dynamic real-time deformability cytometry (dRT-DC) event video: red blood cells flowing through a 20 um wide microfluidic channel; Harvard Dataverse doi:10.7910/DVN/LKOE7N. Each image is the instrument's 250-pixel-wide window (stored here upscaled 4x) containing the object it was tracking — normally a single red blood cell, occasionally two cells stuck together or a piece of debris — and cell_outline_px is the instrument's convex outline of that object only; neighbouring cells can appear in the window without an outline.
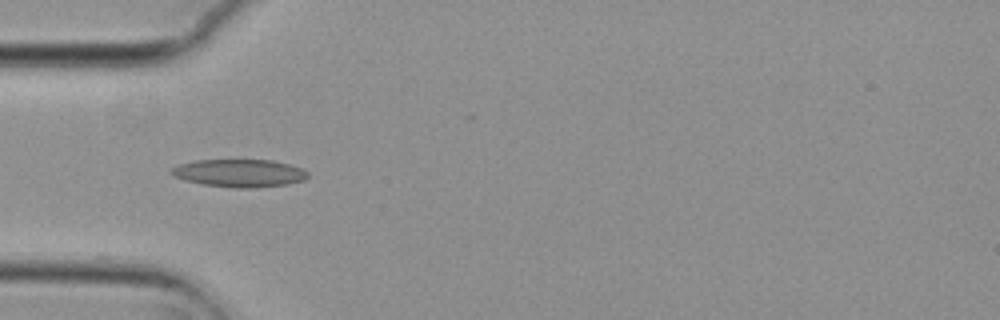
{"species": "common noctule bat (a hibernating species)", "species_latin": "Nyctalus noctula", "temperature_condition": "cold", "stored_images_in_passage": 7, "camera_frame_rate_fps": 3000, "um_per_image_px": 0.085, "animal": {"sex": "female", "body_mass_g": 29.2, "forearm_length_mm": 56.3}, "frame": {"image": 1, "passage_image": 5, "time_ms": 1.333, "image_size_px": [1000, 320], "cell_outline_px": [[308, 176], [304, 180], [284, 184], [252, 188], [232, 188], [204, 184], [184, 180], [168, 172], [172, 168], [180, 164], [196, 160], [272, 160], [288, 164], [300, 168], [308, 172]], "centroid_in_image_um": [20.33, 14.71], "position_along_channel_um": 64.7, "area_um2": 21.85}}
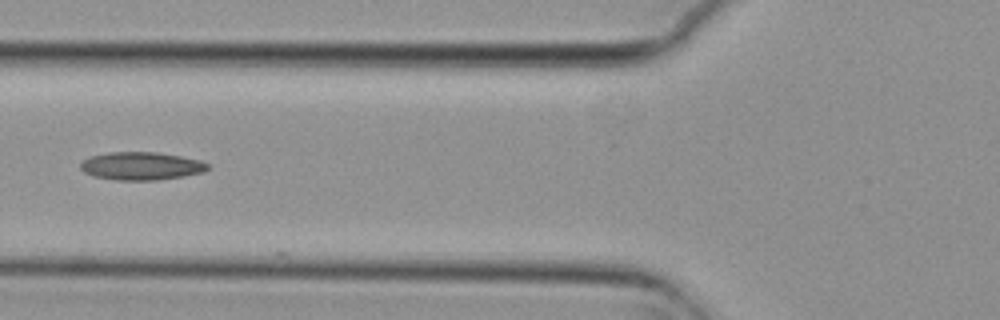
{"frame": {"image": 2, "passage_image": 6, "time_ms": 1.667, "image_size_px": [1000, 320], "cell_outline_px": [[208, 168], [204, 172], [184, 176], [156, 180], [116, 180], [96, 176], [84, 172], [80, 168], [80, 164], [84, 160], [92, 156], [108, 152], [160, 152], [200, 160], [208, 164]], "centroid_in_image_um": [12.03, 14.1], "position_along_channel_um": 113.8, "area_um2": 20.63}}
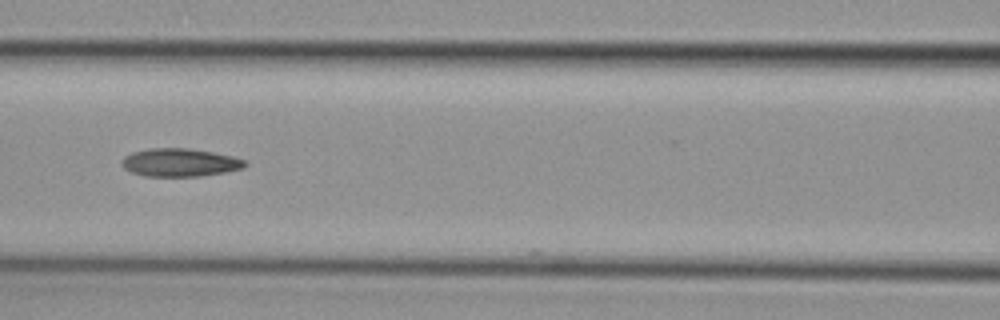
{"frame": {"image": 3, "passage_image": 7, "time_ms": 2.0, "image_size_px": [1000, 320], "cell_outline_px": [[248, 164], [244, 168], [224, 172], [200, 176], [144, 176], [132, 172], [124, 168], [120, 164], [124, 156], [132, 152], [148, 148], [188, 148], [212, 152], [232, 156], [244, 160]], "centroid_in_image_um": [15.27, 13.81], "position_along_channel_um": 151.3, "area_um2": 20.17}}